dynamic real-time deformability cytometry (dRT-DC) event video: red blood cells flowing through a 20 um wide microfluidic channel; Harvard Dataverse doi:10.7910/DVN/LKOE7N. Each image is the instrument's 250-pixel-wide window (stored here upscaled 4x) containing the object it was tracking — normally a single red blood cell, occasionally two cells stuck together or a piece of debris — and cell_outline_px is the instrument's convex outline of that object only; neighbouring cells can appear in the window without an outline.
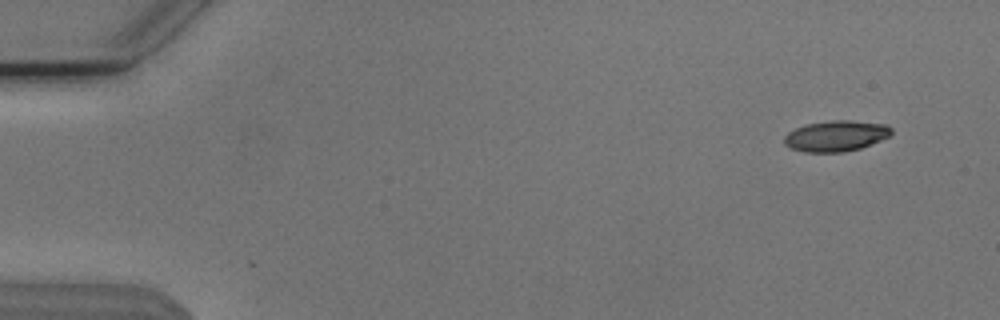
{"species": "Egyptian fruit bat (a non-hibernating species)", "species_latin": "Rousettus aegyptiacus", "temperature_condition": "cold", "stored_images_in_passage": 51, "camera_frame_rate_fps": 3000, "um_per_image_px": 0.085, "animal": {"sex": "male"}, "frame": {"image": 1, "passage_image": 1, "time_ms": 0.0, "image_size_px": [1000, 320], "cell_outline_px": [[892, 132], [888, 136], [880, 140], [860, 148], [844, 152], [804, 152], [792, 148], [784, 144], [784, 136], [788, 132], [804, 124], [832, 120], [848, 120], [888, 124], [892, 128]], "centroid_in_image_um": [71.05, 11.54], "position_along_channel_um": 14.0, "area_um2": 19.25}}
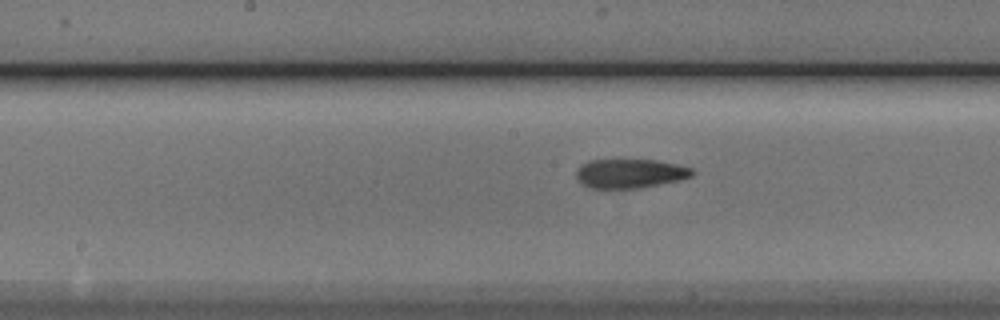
{"frame": {"image": 2, "passage_image": 25, "time_ms": 8.0, "image_size_px": [1000, 320], "cell_outline_px": [[696, 172], [692, 176], [680, 180], [640, 188], [592, 188], [584, 184], [576, 176], [576, 172], [588, 160], [656, 160], [676, 164], [692, 168]], "centroid_in_image_um": [53.62, 14.74], "position_along_channel_um": 194.6, "area_um2": 19.48}}
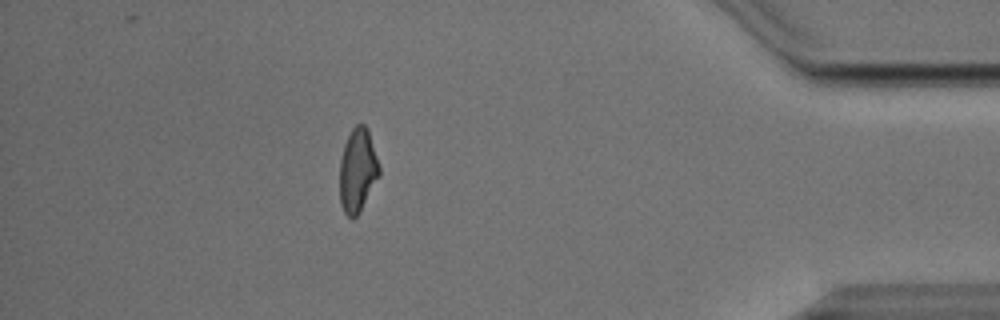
{"frame": {"image": 3, "passage_image": 45, "time_ms": 14.667, "image_size_px": [1000, 320], "cell_outline_px": [[380, 176], [360, 212], [352, 220], [344, 212], [340, 204], [340, 160], [344, 144], [352, 128], [356, 124], [364, 124], [368, 128], [380, 168]], "centroid_in_image_um": [30.4, 14.49], "position_along_channel_um": 404.8, "area_um2": 19.48}, "authors_computed_cell_mechanics": {"area_um2": 19.7676, "velocity_mm_per_s": 3.8183, "shape_relaxation_time_tau1_ms": 8.4283, "shape_relaxation_time_tau2_ms": 3.7229, "deformation_change_tau1": 0.204, "deformation_change_tau2": 0.1214}}